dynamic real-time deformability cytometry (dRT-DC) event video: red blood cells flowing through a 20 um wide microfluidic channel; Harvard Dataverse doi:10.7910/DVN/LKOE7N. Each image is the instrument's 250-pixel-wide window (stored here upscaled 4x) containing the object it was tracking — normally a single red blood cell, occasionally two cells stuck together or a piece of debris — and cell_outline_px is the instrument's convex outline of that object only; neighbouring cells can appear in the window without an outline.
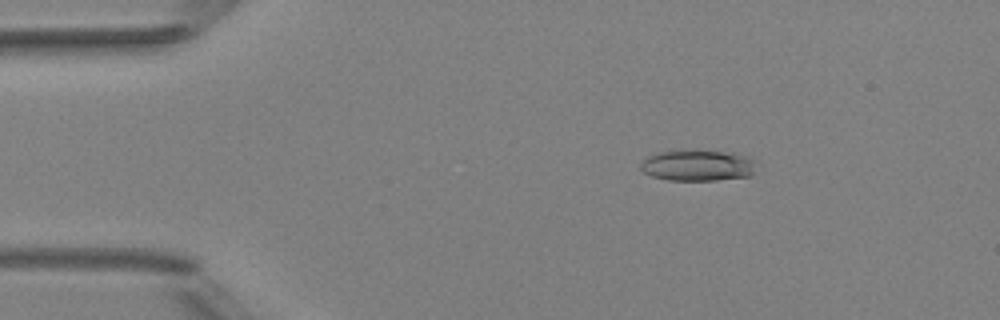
{"species": "Egyptian fruit bat (a non-hibernating species)", "species_latin": "Rousettus aegyptiacus", "temperature_condition": "room temperature", "stored_images_in_passage": 5, "camera_frame_rate_fps": 3000, "um_per_image_px": 0.085, "animal": {"sex": "female"}, "frame": {"image": 1, "passage_image": 3, "time_ms": 2.333, "image_size_px": [1000, 320], "cell_outline_px": [[756, 160], [752, 176], [716, 180], [668, 180], [652, 176], [644, 172], [640, 168], [640, 164], [648, 156], [656, 152], [680, 148], [728, 152], [748, 156]], "centroid_in_image_um": [59.29, 14.03], "position_along_channel_um": 25.7, "area_um2": 21.56}}